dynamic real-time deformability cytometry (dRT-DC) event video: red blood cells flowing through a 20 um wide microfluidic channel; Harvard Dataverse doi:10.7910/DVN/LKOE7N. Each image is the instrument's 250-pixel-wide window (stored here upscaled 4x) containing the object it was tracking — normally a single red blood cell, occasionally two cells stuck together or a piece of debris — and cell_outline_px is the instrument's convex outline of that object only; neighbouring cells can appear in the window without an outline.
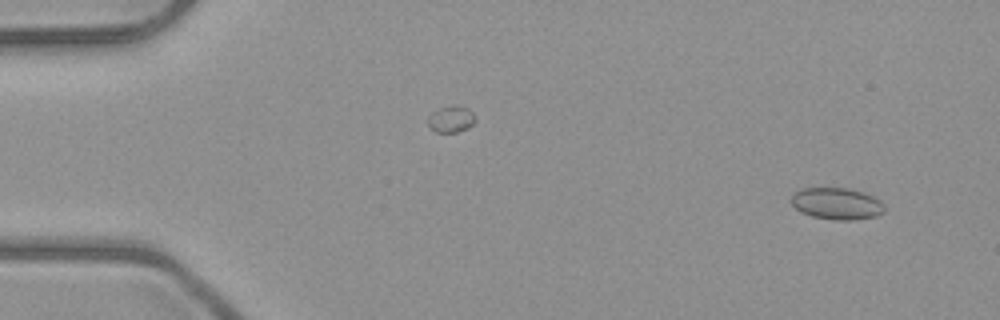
{"species": "common noctule bat (a hibernating species)", "species_latin": "Nyctalus noctula", "temperature_condition": "room temperature", "stored_images_in_passage": 6, "camera_frame_rate_fps": 3000, "um_per_image_px": 0.085, "animal": {"sex": "male", "body_mass_g": 23.1, "forearm_length_mm": 52.7}, "frame": {"image": 1, "passage_image": 1, "time_ms": 0.0, "image_size_px": [1000, 320], "cell_outline_px": [[884, 212], [876, 216], [852, 220], [836, 220], [812, 216], [800, 212], [792, 204], [792, 192], [800, 188], [848, 188], [864, 192], [880, 200], [884, 204]], "centroid_in_image_um": [71.12, 17.3], "position_along_channel_um": 13.9, "area_um2": 17.34}}
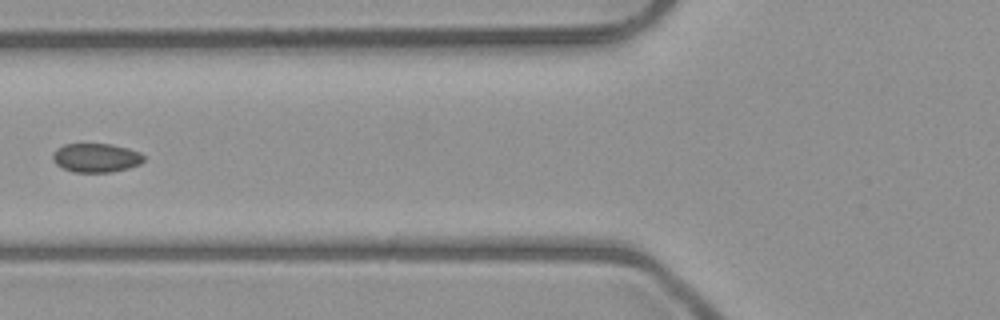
{"frame": {"image": 2, "passage_image": 5, "time_ms": 5.667, "image_size_px": [1000, 320], "cell_outline_px": [[144, 160], [140, 164], [128, 168], [112, 172], [72, 172], [56, 164], [52, 160], [52, 156], [56, 148], [64, 144], [108, 144], [128, 148], [140, 152], [144, 156]], "centroid_in_image_um": [8.16, 13.41], "position_along_channel_um": 117.6, "area_um2": 15.37}}
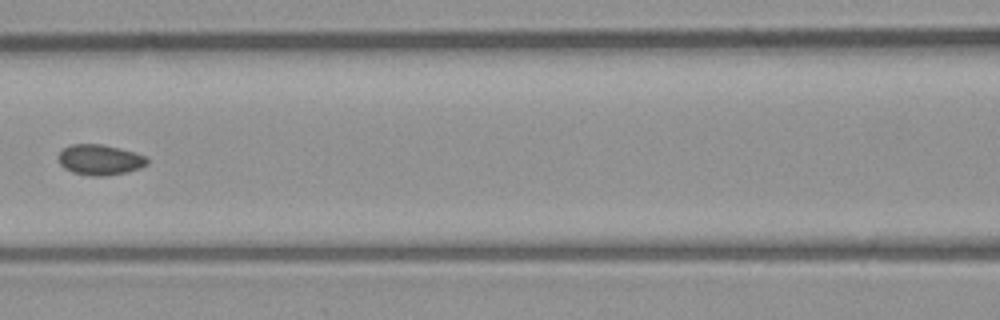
{"frame": {"image": 3, "passage_image": 6, "time_ms": 6.667, "image_size_px": [1000, 320], "cell_outline_px": [[148, 164], [140, 168], [128, 172], [104, 176], [92, 176], [72, 172], [64, 168], [60, 164], [56, 156], [64, 148], [72, 144], [100, 144], [120, 148], [144, 156], [148, 160]], "centroid_in_image_um": [8.46, 13.59], "position_along_channel_um": 158.1, "area_um2": 15.78}}